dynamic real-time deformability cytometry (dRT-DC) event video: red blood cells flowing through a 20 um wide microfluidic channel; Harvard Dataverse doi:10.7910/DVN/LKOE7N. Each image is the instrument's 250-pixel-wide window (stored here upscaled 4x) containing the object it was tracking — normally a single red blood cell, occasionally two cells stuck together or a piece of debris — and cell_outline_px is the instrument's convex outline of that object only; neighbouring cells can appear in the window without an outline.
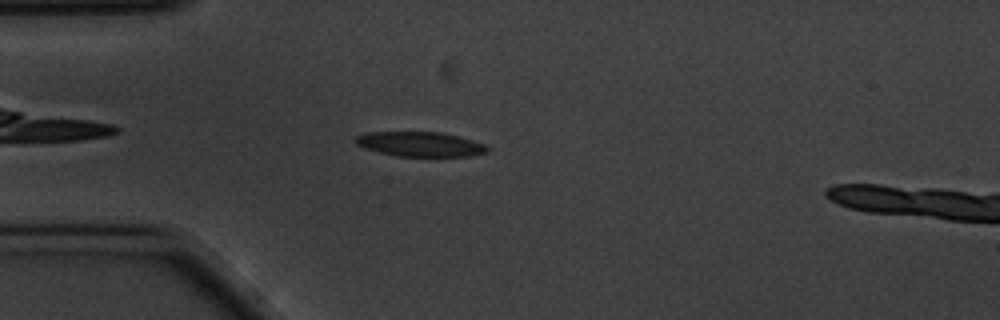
{"species": "common noctule bat (a hibernating species)", "species_latin": "Nyctalus noctula", "temperature_condition": "cold", "stored_images_in_passage": 46, "camera_frame_rate_fps": 3000, "um_per_image_px": 0.085, "animal": {"sex": "male", "body_mass_g": 20.1, "forearm_length_mm": 53.5}, "frame": {"image": 1, "passage_image": 5, "time_ms": 1.333, "image_size_px": [1000, 320], "cell_outline_px": [[492, 148], [488, 152], [468, 156], [396, 156], [364, 148], [356, 144], [352, 140], [356, 136], [364, 132], [440, 132], [460, 136], [484, 144]], "centroid_in_image_um": [35.7, 12.25], "position_along_channel_um": 49.3, "area_um2": 19.13}}
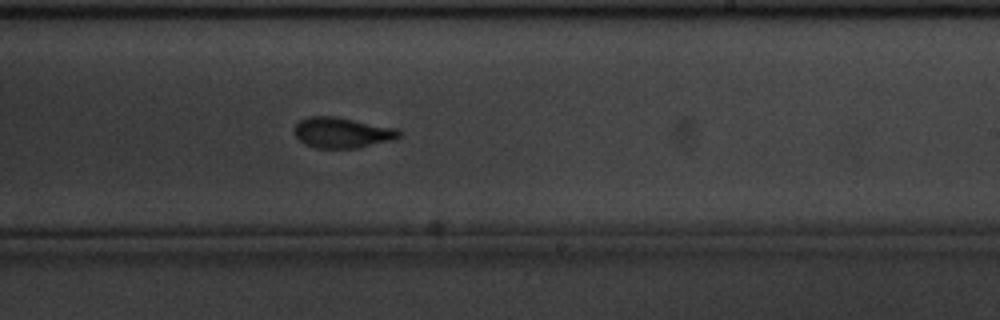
{"frame": {"image": 2, "passage_image": 24, "time_ms": 7.667, "image_size_px": [1000, 320], "cell_outline_px": [[400, 136], [392, 140], [360, 148], [316, 148], [304, 144], [292, 132], [292, 128], [300, 120], [308, 116], [332, 116], [400, 128]], "centroid_in_image_um": [29.07, 11.28], "position_along_channel_um": 259.9, "area_um2": 18.9}}
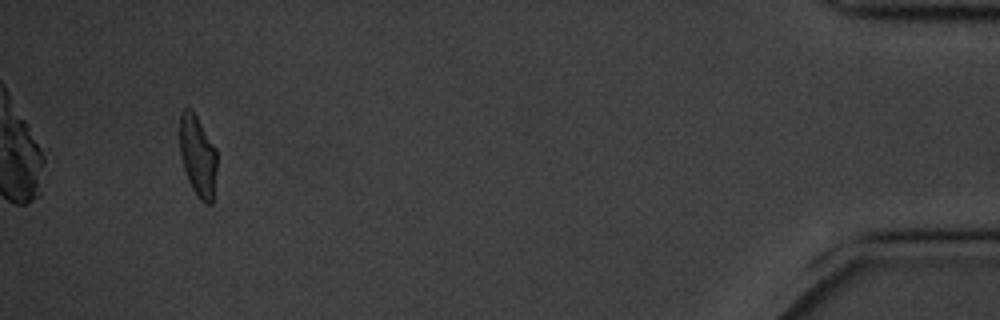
{"frame": {"image": 3, "passage_image": 44, "time_ms": 14.333, "image_size_px": [1000, 320], "cell_outline_px": [[216, 168], [212, 204], [204, 204], [200, 200], [192, 188], [188, 180], [180, 156], [180, 116], [184, 108], [188, 108], [196, 116], [216, 148]], "centroid_in_image_um": [16.81, 13.29], "position_along_channel_um": 418.4, "area_um2": 17.34}, "authors_computed_cell_mechanics": {"area_um2": 19.0162, "velocity_mm_per_s": 3.4797, "shape_relaxation_time_tau1_ms": 3.5522, "shape_relaxation_time_tau2_ms": 1.511, "deformation_change_tau1": 0.1342, "deformation_change_tau2": 0.0808}}